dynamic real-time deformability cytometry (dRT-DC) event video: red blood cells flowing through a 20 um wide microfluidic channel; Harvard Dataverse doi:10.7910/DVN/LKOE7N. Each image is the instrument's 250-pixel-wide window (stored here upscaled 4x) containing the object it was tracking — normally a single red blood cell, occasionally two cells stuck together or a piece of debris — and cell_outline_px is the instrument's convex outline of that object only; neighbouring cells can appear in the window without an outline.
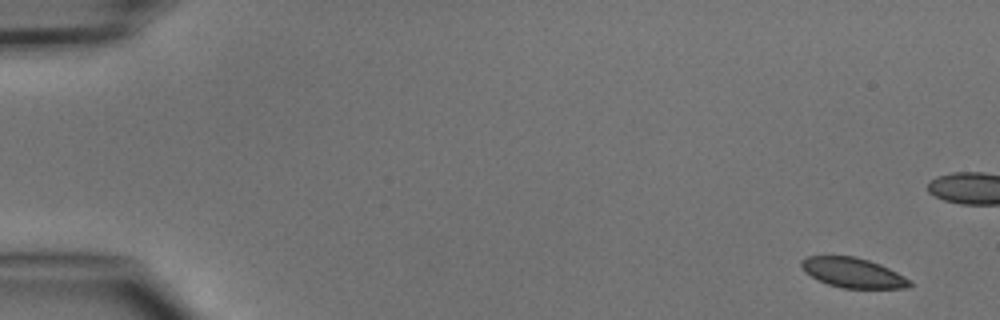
{"species": "common noctule bat (a hibernating species)", "species_latin": "Nyctalus noctula", "temperature_condition": "cold", "stored_images_in_passage": 7, "camera_frame_rate_fps": 3000, "um_per_image_px": 0.085, "animal": {"sex": "male", "body_mass_g": 15.6}, "frame": {"image": 1, "passage_image": 1, "time_ms": 0.0, "image_size_px": [1000, 320], "cell_outline_px": [[912, 284], [908, 288], [840, 288], [828, 284], [804, 272], [800, 264], [800, 260], [808, 256], [856, 256], [880, 264], [912, 280]], "centroid_in_image_um": [72.5, 23.18], "position_along_channel_um": 12.5, "area_um2": 18.84}}